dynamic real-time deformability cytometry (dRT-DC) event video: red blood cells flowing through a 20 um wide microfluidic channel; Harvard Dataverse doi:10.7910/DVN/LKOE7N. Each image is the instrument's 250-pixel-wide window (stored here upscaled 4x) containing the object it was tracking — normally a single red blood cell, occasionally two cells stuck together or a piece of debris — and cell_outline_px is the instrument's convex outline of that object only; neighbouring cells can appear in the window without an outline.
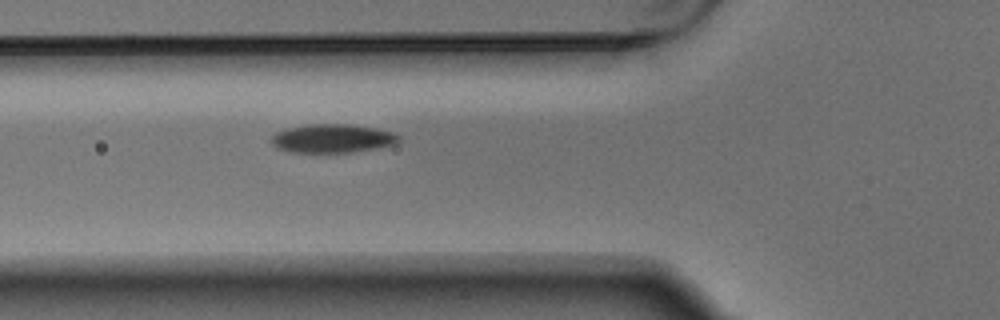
{"species": "Egyptian fruit bat (a non-hibernating species)", "species_latin": "Rousettus aegyptiacus", "temperature_condition": "warm", "stored_images_in_passage": 2, "camera_frame_rate_fps": 3000, "um_per_image_px": 0.085, "animal": {"sex": "male"}, "frame": {"image": 1, "passage_image": 2, "time_ms": 0.333, "image_size_px": [1000, 320], "cell_outline_px": [[400, 140], [396, 144], [348, 152], [292, 152], [276, 148], [272, 144], [272, 136], [276, 132], [288, 128], [308, 124], [348, 124], [376, 128], [392, 132], [400, 136]], "centroid_in_image_um": [28.24, 11.76], "position_along_channel_um": 97.6, "area_um2": 21.04}}